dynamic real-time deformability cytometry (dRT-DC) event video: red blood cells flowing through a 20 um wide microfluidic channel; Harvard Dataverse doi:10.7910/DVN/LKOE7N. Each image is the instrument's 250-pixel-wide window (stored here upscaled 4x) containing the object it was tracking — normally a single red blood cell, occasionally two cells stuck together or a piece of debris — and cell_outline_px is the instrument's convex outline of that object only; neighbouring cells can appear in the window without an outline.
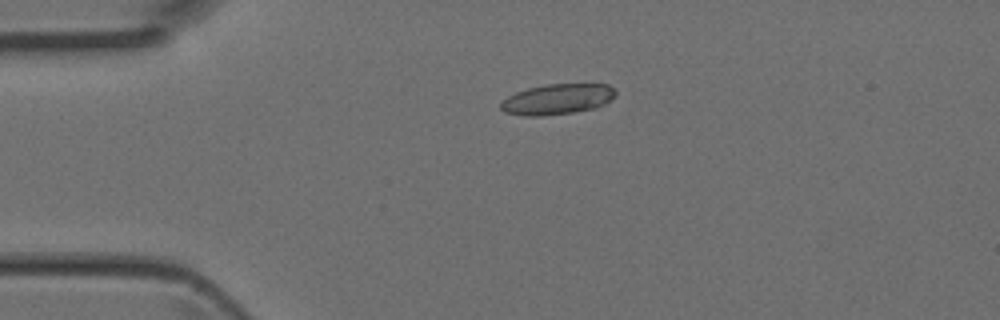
{"species": "Egyptian fruit bat (a non-hibernating species)", "species_latin": "Rousettus aegyptiacus", "temperature_condition": "room temperature", "stored_images_in_passage": 5, "camera_frame_rate_fps": 3000, "um_per_image_px": 0.085, "animal": {"sex": "female"}, "frame": {"image": 1, "passage_image": 3, "time_ms": 0.667, "image_size_px": [1000, 320], "cell_outline_px": [[616, 96], [604, 104], [596, 108], [572, 112], [540, 116], [524, 116], [504, 112], [500, 108], [500, 104], [508, 96], [516, 92], [528, 88], [544, 84], [608, 84], [616, 92]], "centroid_in_image_um": [47.37, 8.43], "position_along_channel_um": 37.6, "area_um2": 20.4}}